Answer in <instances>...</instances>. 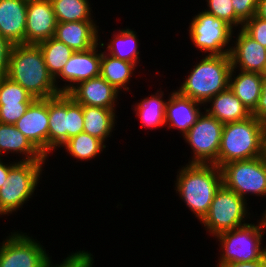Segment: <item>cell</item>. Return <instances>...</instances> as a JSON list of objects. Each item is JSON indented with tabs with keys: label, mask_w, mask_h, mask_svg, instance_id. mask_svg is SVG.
<instances>
[{
	"label": "cell",
	"mask_w": 266,
	"mask_h": 267,
	"mask_svg": "<svg viewBox=\"0 0 266 267\" xmlns=\"http://www.w3.org/2000/svg\"><path fill=\"white\" fill-rule=\"evenodd\" d=\"M137 32L133 31L129 27L126 29L118 30L117 33H112V39L108 42L105 50L110 56L120 60H124L130 63H134L136 66L141 61L139 52V43Z\"/></svg>",
	"instance_id": "484cf974"
},
{
	"label": "cell",
	"mask_w": 266,
	"mask_h": 267,
	"mask_svg": "<svg viewBox=\"0 0 266 267\" xmlns=\"http://www.w3.org/2000/svg\"><path fill=\"white\" fill-rule=\"evenodd\" d=\"M223 127L222 122L202 112L183 137L193 152L188 163L214 164L217 161Z\"/></svg>",
	"instance_id": "8fae6325"
},
{
	"label": "cell",
	"mask_w": 266,
	"mask_h": 267,
	"mask_svg": "<svg viewBox=\"0 0 266 267\" xmlns=\"http://www.w3.org/2000/svg\"><path fill=\"white\" fill-rule=\"evenodd\" d=\"M204 105L209 107H204V112L223 124L241 121L251 116V112L229 88L210 98Z\"/></svg>",
	"instance_id": "44dd1931"
},
{
	"label": "cell",
	"mask_w": 266,
	"mask_h": 267,
	"mask_svg": "<svg viewBox=\"0 0 266 267\" xmlns=\"http://www.w3.org/2000/svg\"><path fill=\"white\" fill-rule=\"evenodd\" d=\"M207 7L204 11L224 20L233 29L234 27L243 28L244 23L235 15V10L231 0H206Z\"/></svg>",
	"instance_id": "1f68e13d"
},
{
	"label": "cell",
	"mask_w": 266,
	"mask_h": 267,
	"mask_svg": "<svg viewBox=\"0 0 266 267\" xmlns=\"http://www.w3.org/2000/svg\"><path fill=\"white\" fill-rule=\"evenodd\" d=\"M7 77L20 84L35 99H48L61 94L48 72L38 44L13 46Z\"/></svg>",
	"instance_id": "6da1fadb"
},
{
	"label": "cell",
	"mask_w": 266,
	"mask_h": 267,
	"mask_svg": "<svg viewBox=\"0 0 266 267\" xmlns=\"http://www.w3.org/2000/svg\"><path fill=\"white\" fill-rule=\"evenodd\" d=\"M38 45L43 53L48 72L55 79L74 51L54 37L42 41Z\"/></svg>",
	"instance_id": "f1b7e54d"
},
{
	"label": "cell",
	"mask_w": 266,
	"mask_h": 267,
	"mask_svg": "<svg viewBox=\"0 0 266 267\" xmlns=\"http://www.w3.org/2000/svg\"><path fill=\"white\" fill-rule=\"evenodd\" d=\"M14 44L0 34V79L8 74L9 59Z\"/></svg>",
	"instance_id": "8d00e7d4"
},
{
	"label": "cell",
	"mask_w": 266,
	"mask_h": 267,
	"mask_svg": "<svg viewBox=\"0 0 266 267\" xmlns=\"http://www.w3.org/2000/svg\"><path fill=\"white\" fill-rule=\"evenodd\" d=\"M217 267H266V255L256 261L223 263L217 264Z\"/></svg>",
	"instance_id": "f35d334b"
},
{
	"label": "cell",
	"mask_w": 266,
	"mask_h": 267,
	"mask_svg": "<svg viewBox=\"0 0 266 267\" xmlns=\"http://www.w3.org/2000/svg\"><path fill=\"white\" fill-rule=\"evenodd\" d=\"M164 92L161 89L150 97L142 99L132 105V110L140 118L141 127L160 128L165 126V106L167 100H163Z\"/></svg>",
	"instance_id": "4316f807"
},
{
	"label": "cell",
	"mask_w": 266,
	"mask_h": 267,
	"mask_svg": "<svg viewBox=\"0 0 266 267\" xmlns=\"http://www.w3.org/2000/svg\"><path fill=\"white\" fill-rule=\"evenodd\" d=\"M235 15L245 23L257 13L259 0H231Z\"/></svg>",
	"instance_id": "d590c367"
},
{
	"label": "cell",
	"mask_w": 266,
	"mask_h": 267,
	"mask_svg": "<svg viewBox=\"0 0 266 267\" xmlns=\"http://www.w3.org/2000/svg\"><path fill=\"white\" fill-rule=\"evenodd\" d=\"M256 15L264 20H266V0L258 1V8Z\"/></svg>",
	"instance_id": "60d3db41"
},
{
	"label": "cell",
	"mask_w": 266,
	"mask_h": 267,
	"mask_svg": "<svg viewBox=\"0 0 266 267\" xmlns=\"http://www.w3.org/2000/svg\"><path fill=\"white\" fill-rule=\"evenodd\" d=\"M93 263V255L90 252L79 250L68 255L60 264H54L50 260L44 267H93Z\"/></svg>",
	"instance_id": "d6a6232c"
},
{
	"label": "cell",
	"mask_w": 266,
	"mask_h": 267,
	"mask_svg": "<svg viewBox=\"0 0 266 267\" xmlns=\"http://www.w3.org/2000/svg\"><path fill=\"white\" fill-rule=\"evenodd\" d=\"M204 56L199 63H195L177 90L183 96L203 104L228 88L232 68L229 54Z\"/></svg>",
	"instance_id": "3957f363"
},
{
	"label": "cell",
	"mask_w": 266,
	"mask_h": 267,
	"mask_svg": "<svg viewBox=\"0 0 266 267\" xmlns=\"http://www.w3.org/2000/svg\"><path fill=\"white\" fill-rule=\"evenodd\" d=\"M189 24V37L195 48L208 55L230 53L235 30L224 20L202 10Z\"/></svg>",
	"instance_id": "9c48e42d"
},
{
	"label": "cell",
	"mask_w": 266,
	"mask_h": 267,
	"mask_svg": "<svg viewBox=\"0 0 266 267\" xmlns=\"http://www.w3.org/2000/svg\"><path fill=\"white\" fill-rule=\"evenodd\" d=\"M222 184L244 200L247 195L266 197V163L263 157L233 161L220 167Z\"/></svg>",
	"instance_id": "30bf717a"
},
{
	"label": "cell",
	"mask_w": 266,
	"mask_h": 267,
	"mask_svg": "<svg viewBox=\"0 0 266 267\" xmlns=\"http://www.w3.org/2000/svg\"><path fill=\"white\" fill-rule=\"evenodd\" d=\"M236 71L237 72L236 74ZM263 74L231 68L228 88L251 113L255 110L262 91Z\"/></svg>",
	"instance_id": "7402d4cb"
},
{
	"label": "cell",
	"mask_w": 266,
	"mask_h": 267,
	"mask_svg": "<svg viewBox=\"0 0 266 267\" xmlns=\"http://www.w3.org/2000/svg\"><path fill=\"white\" fill-rule=\"evenodd\" d=\"M27 0H0V34L12 44L25 43Z\"/></svg>",
	"instance_id": "ffe728a7"
},
{
	"label": "cell",
	"mask_w": 266,
	"mask_h": 267,
	"mask_svg": "<svg viewBox=\"0 0 266 267\" xmlns=\"http://www.w3.org/2000/svg\"><path fill=\"white\" fill-rule=\"evenodd\" d=\"M266 124L251 115L247 119L224 124L218 159L219 168L233 161L262 156Z\"/></svg>",
	"instance_id": "277c9868"
},
{
	"label": "cell",
	"mask_w": 266,
	"mask_h": 267,
	"mask_svg": "<svg viewBox=\"0 0 266 267\" xmlns=\"http://www.w3.org/2000/svg\"><path fill=\"white\" fill-rule=\"evenodd\" d=\"M247 206V200L222 184L211 202L208 213L200 222L204 229L215 237L224 231L247 224L245 220L250 219L251 215Z\"/></svg>",
	"instance_id": "ba28073f"
},
{
	"label": "cell",
	"mask_w": 266,
	"mask_h": 267,
	"mask_svg": "<svg viewBox=\"0 0 266 267\" xmlns=\"http://www.w3.org/2000/svg\"><path fill=\"white\" fill-rule=\"evenodd\" d=\"M4 158L0 159V187H2L3 183L5 182V180H7L8 175H9V170L17 163L18 160H16V162H7V164L5 163V161H3Z\"/></svg>",
	"instance_id": "ab89813d"
},
{
	"label": "cell",
	"mask_w": 266,
	"mask_h": 267,
	"mask_svg": "<svg viewBox=\"0 0 266 267\" xmlns=\"http://www.w3.org/2000/svg\"><path fill=\"white\" fill-rule=\"evenodd\" d=\"M3 153L21 154L19 161H48L15 127L0 123V156ZM25 155V156H24Z\"/></svg>",
	"instance_id": "603a6c76"
},
{
	"label": "cell",
	"mask_w": 266,
	"mask_h": 267,
	"mask_svg": "<svg viewBox=\"0 0 266 267\" xmlns=\"http://www.w3.org/2000/svg\"><path fill=\"white\" fill-rule=\"evenodd\" d=\"M30 104L0 105V123L14 125L26 112Z\"/></svg>",
	"instance_id": "e575fe53"
},
{
	"label": "cell",
	"mask_w": 266,
	"mask_h": 267,
	"mask_svg": "<svg viewBox=\"0 0 266 267\" xmlns=\"http://www.w3.org/2000/svg\"><path fill=\"white\" fill-rule=\"evenodd\" d=\"M258 120L266 124V76L262 79V91L255 110L251 113Z\"/></svg>",
	"instance_id": "74e56055"
},
{
	"label": "cell",
	"mask_w": 266,
	"mask_h": 267,
	"mask_svg": "<svg viewBox=\"0 0 266 267\" xmlns=\"http://www.w3.org/2000/svg\"><path fill=\"white\" fill-rule=\"evenodd\" d=\"M262 157L266 163V128L264 130V135H263Z\"/></svg>",
	"instance_id": "b9f144b4"
},
{
	"label": "cell",
	"mask_w": 266,
	"mask_h": 267,
	"mask_svg": "<svg viewBox=\"0 0 266 267\" xmlns=\"http://www.w3.org/2000/svg\"><path fill=\"white\" fill-rule=\"evenodd\" d=\"M29 234L11 232L0 244V267H44L51 257Z\"/></svg>",
	"instance_id": "7c38bea8"
},
{
	"label": "cell",
	"mask_w": 266,
	"mask_h": 267,
	"mask_svg": "<svg viewBox=\"0 0 266 267\" xmlns=\"http://www.w3.org/2000/svg\"><path fill=\"white\" fill-rule=\"evenodd\" d=\"M46 161H18L0 187V209L11 215L33 197ZM43 165V166H42ZM17 210V211H16Z\"/></svg>",
	"instance_id": "8992f818"
},
{
	"label": "cell",
	"mask_w": 266,
	"mask_h": 267,
	"mask_svg": "<svg viewBox=\"0 0 266 267\" xmlns=\"http://www.w3.org/2000/svg\"><path fill=\"white\" fill-rule=\"evenodd\" d=\"M260 219H261L260 221L262 223L263 228L266 230V207H265V210L263 211Z\"/></svg>",
	"instance_id": "7bdbcfd3"
},
{
	"label": "cell",
	"mask_w": 266,
	"mask_h": 267,
	"mask_svg": "<svg viewBox=\"0 0 266 267\" xmlns=\"http://www.w3.org/2000/svg\"><path fill=\"white\" fill-rule=\"evenodd\" d=\"M49 154L70 138L83 132L82 105L67 93L48 98Z\"/></svg>",
	"instance_id": "52a82bcc"
},
{
	"label": "cell",
	"mask_w": 266,
	"mask_h": 267,
	"mask_svg": "<svg viewBox=\"0 0 266 267\" xmlns=\"http://www.w3.org/2000/svg\"><path fill=\"white\" fill-rule=\"evenodd\" d=\"M34 100L20 84L9 77L0 79V105L31 104Z\"/></svg>",
	"instance_id": "4dcf8cb0"
},
{
	"label": "cell",
	"mask_w": 266,
	"mask_h": 267,
	"mask_svg": "<svg viewBox=\"0 0 266 267\" xmlns=\"http://www.w3.org/2000/svg\"><path fill=\"white\" fill-rule=\"evenodd\" d=\"M57 22L94 21L90 0H50Z\"/></svg>",
	"instance_id": "f546056e"
},
{
	"label": "cell",
	"mask_w": 266,
	"mask_h": 267,
	"mask_svg": "<svg viewBox=\"0 0 266 267\" xmlns=\"http://www.w3.org/2000/svg\"><path fill=\"white\" fill-rule=\"evenodd\" d=\"M174 182L178 196L201 221L222 185L221 169L215 164L187 163L181 166Z\"/></svg>",
	"instance_id": "7a4b0ae2"
},
{
	"label": "cell",
	"mask_w": 266,
	"mask_h": 267,
	"mask_svg": "<svg viewBox=\"0 0 266 267\" xmlns=\"http://www.w3.org/2000/svg\"><path fill=\"white\" fill-rule=\"evenodd\" d=\"M255 41L266 47V20L254 15L242 28Z\"/></svg>",
	"instance_id": "836d02e7"
},
{
	"label": "cell",
	"mask_w": 266,
	"mask_h": 267,
	"mask_svg": "<svg viewBox=\"0 0 266 267\" xmlns=\"http://www.w3.org/2000/svg\"><path fill=\"white\" fill-rule=\"evenodd\" d=\"M14 125L45 158L49 157L48 99H35Z\"/></svg>",
	"instance_id": "5bb4252c"
},
{
	"label": "cell",
	"mask_w": 266,
	"mask_h": 267,
	"mask_svg": "<svg viewBox=\"0 0 266 267\" xmlns=\"http://www.w3.org/2000/svg\"><path fill=\"white\" fill-rule=\"evenodd\" d=\"M62 148L78 161H90L99 157L106 149V145L99 138L82 132L67 140Z\"/></svg>",
	"instance_id": "83f0119b"
},
{
	"label": "cell",
	"mask_w": 266,
	"mask_h": 267,
	"mask_svg": "<svg viewBox=\"0 0 266 267\" xmlns=\"http://www.w3.org/2000/svg\"><path fill=\"white\" fill-rule=\"evenodd\" d=\"M119 93L109 82L98 76L79 82L67 94L82 106L116 109Z\"/></svg>",
	"instance_id": "e0dca14e"
},
{
	"label": "cell",
	"mask_w": 266,
	"mask_h": 267,
	"mask_svg": "<svg viewBox=\"0 0 266 267\" xmlns=\"http://www.w3.org/2000/svg\"><path fill=\"white\" fill-rule=\"evenodd\" d=\"M84 117L83 132L106 142L115 131L116 110L103 107L82 106Z\"/></svg>",
	"instance_id": "cb8c5ba5"
},
{
	"label": "cell",
	"mask_w": 266,
	"mask_h": 267,
	"mask_svg": "<svg viewBox=\"0 0 266 267\" xmlns=\"http://www.w3.org/2000/svg\"><path fill=\"white\" fill-rule=\"evenodd\" d=\"M57 23L50 0H28L25 44H38L54 37Z\"/></svg>",
	"instance_id": "9a60e30c"
},
{
	"label": "cell",
	"mask_w": 266,
	"mask_h": 267,
	"mask_svg": "<svg viewBox=\"0 0 266 267\" xmlns=\"http://www.w3.org/2000/svg\"><path fill=\"white\" fill-rule=\"evenodd\" d=\"M96 21L58 22L54 38L75 51H86L100 41Z\"/></svg>",
	"instance_id": "d6986e66"
},
{
	"label": "cell",
	"mask_w": 266,
	"mask_h": 267,
	"mask_svg": "<svg viewBox=\"0 0 266 267\" xmlns=\"http://www.w3.org/2000/svg\"><path fill=\"white\" fill-rule=\"evenodd\" d=\"M1 215H2V216H3V215L5 216V214L3 213V211L0 209V216H1Z\"/></svg>",
	"instance_id": "ee69618b"
},
{
	"label": "cell",
	"mask_w": 266,
	"mask_h": 267,
	"mask_svg": "<svg viewBox=\"0 0 266 267\" xmlns=\"http://www.w3.org/2000/svg\"><path fill=\"white\" fill-rule=\"evenodd\" d=\"M235 39L229 53L232 68L264 74L266 71V47L255 41L242 28Z\"/></svg>",
	"instance_id": "2e32d148"
},
{
	"label": "cell",
	"mask_w": 266,
	"mask_h": 267,
	"mask_svg": "<svg viewBox=\"0 0 266 267\" xmlns=\"http://www.w3.org/2000/svg\"><path fill=\"white\" fill-rule=\"evenodd\" d=\"M257 223H247L215 236L221 249L218 264L256 261L266 255V246H262L266 231L261 221Z\"/></svg>",
	"instance_id": "5b68a950"
},
{
	"label": "cell",
	"mask_w": 266,
	"mask_h": 267,
	"mask_svg": "<svg viewBox=\"0 0 266 267\" xmlns=\"http://www.w3.org/2000/svg\"><path fill=\"white\" fill-rule=\"evenodd\" d=\"M134 63H130L124 60L117 59L110 56L105 51H101V67L100 76L109 82L115 89L120 91L129 92V83L131 76L135 73Z\"/></svg>",
	"instance_id": "d4e9b609"
},
{
	"label": "cell",
	"mask_w": 266,
	"mask_h": 267,
	"mask_svg": "<svg viewBox=\"0 0 266 267\" xmlns=\"http://www.w3.org/2000/svg\"><path fill=\"white\" fill-rule=\"evenodd\" d=\"M105 45L99 41L89 50L75 51L72 54L61 73L54 79L60 93H68L79 82L100 76L101 50L98 51V48L104 49ZM59 79L65 82L64 86L58 85Z\"/></svg>",
	"instance_id": "4fadbf2b"
},
{
	"label": "cell",
	"mask_w": 266,
	"mask_h": 267,
	"mask_svg": "<svg viewBox=\"0 0 266 267\" xmlns=\"http://www.w3.org/2000/svg\"><path fill=\"white\" fill-rule=\"evenodd\" d=\"M203 103L183 96L176 89L170 92L165 106V126L176 128L184 135L196 123L202 114Z\"/></svg>",
	"instance_id": "ac0fdd59"
}]
</instances>
